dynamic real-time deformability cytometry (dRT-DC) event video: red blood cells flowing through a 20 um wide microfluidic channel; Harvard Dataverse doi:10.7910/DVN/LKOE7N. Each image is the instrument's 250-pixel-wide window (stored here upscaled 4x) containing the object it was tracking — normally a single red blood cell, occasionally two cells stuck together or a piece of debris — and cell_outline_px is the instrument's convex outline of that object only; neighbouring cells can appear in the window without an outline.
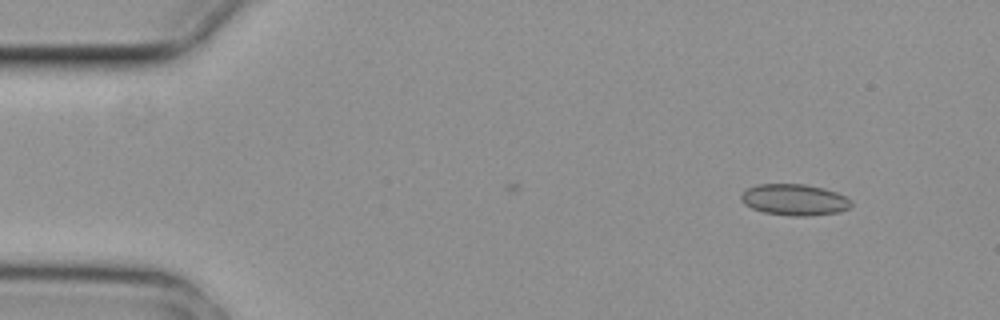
{"species": "common noctule bat (a hibernating species)", "species_latin": "Nyctalus noctula", "temperature_condition": "cold", "stored_images_in_passage": 3, "camera_frame_rate_fps": 3000, "um_per_image_px": 0.085, "animal": {"sex": "female", "body_mass_g": 29.2, "forearm_length_mm": 56.3}, "frame": {"image": 1, "passage_image": 3, "time_ms": 0.667, "image_size_px": [1000, 320], "cell_outline_px": [[852, 204], [848, 208], [840, 212], [808, 216], [792, 216], [764, 212], [752, 208], [744, 204], [740, 200], [740, 196], [748, 188], [756, 184], [804, 184], [824, 188], [836, 192], [852, 200]], "centroid_in_image_um": [67.53, 16.98], "position_along_channel_um": 17.5, "area_um2": 20.11}}